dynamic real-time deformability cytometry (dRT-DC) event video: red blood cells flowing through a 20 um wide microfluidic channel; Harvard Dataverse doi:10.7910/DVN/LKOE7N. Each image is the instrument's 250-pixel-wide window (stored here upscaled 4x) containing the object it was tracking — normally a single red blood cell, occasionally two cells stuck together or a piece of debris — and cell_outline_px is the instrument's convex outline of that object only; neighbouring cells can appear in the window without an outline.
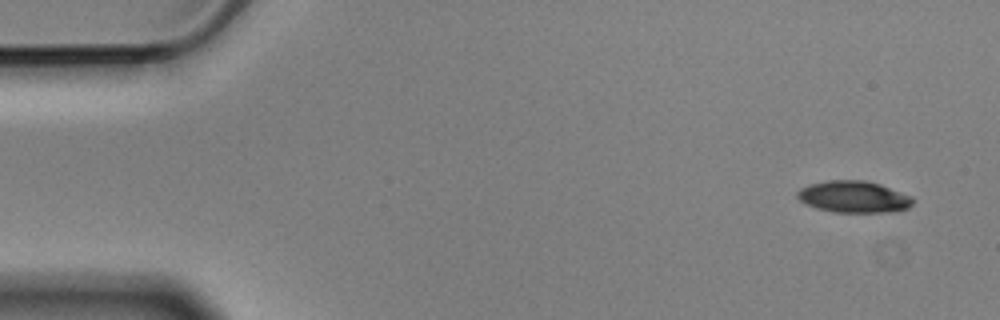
{"species": "Egyptian fruit bat (a non-hibernating species)", "species_latin": "Rousettus aegyptiacus", "temperature_condition": "cold", "stored_images_in_passage": 3, "camera_frame_rate_fps": 3000, "um_per_image_px": 0.085, "animal": {"sex": "male"}, "frame": {"image": 1, "passage_image": 1, "time_ms": 0.0, "image_size_px": [1000, 320], "cell_outline_px": [[912, 204], [908, 208], [896, 212], [832, 212], [816, 208], [800, 200], [796, 196], [796, 192], [800, 188], [812, 184], [828, 180], [864, 180], [880, 184], [912, 196]], "centroid_in_image_um": [72.58, 16.73], "position_along_channel_um": 12.4, "area_um2": 21.33}}